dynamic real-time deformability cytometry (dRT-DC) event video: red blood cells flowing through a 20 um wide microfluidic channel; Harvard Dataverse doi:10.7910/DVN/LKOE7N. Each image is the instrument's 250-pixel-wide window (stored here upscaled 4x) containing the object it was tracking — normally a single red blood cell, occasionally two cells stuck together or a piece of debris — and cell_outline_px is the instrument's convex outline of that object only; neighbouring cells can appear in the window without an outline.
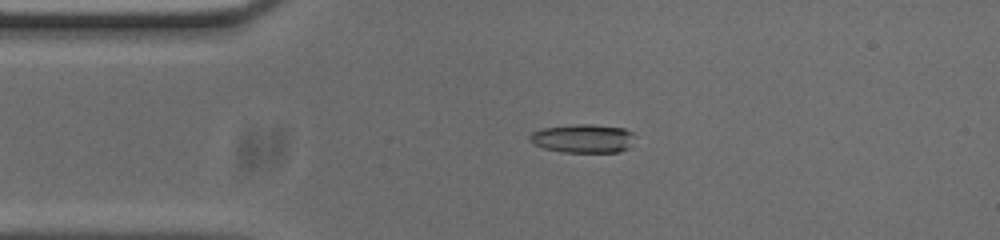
{"species": "common noctule bat (a hibernating species)", "species_latin": "Nyctalus noctula", "temperature_condition": "cold", "stored_images_in_passage": 53, "camera_frame_rate_fps": 3000, "um_per_image_px": 0.085, "animal": {"sex": "male", "body_mass_g": 20.0, "forearm_length_mm": 53.3}, "frame": {"image": 1, "passage_image": 11, "time_ms": 3.333, "image_size_px": [1000, 240], "cell_outline_px": [[632, 136], [628, 148], [620, 152], [564, 152], [544, 148], [528, 140], [528, 136], [532, 132], [544, 128], [576, 124], [592, 124], [624, 128], [632, 132]], "centroid_in_image_um": [49.53, 11.77], "position_along_channel_um": 35.5, "area_um2": 17.34}}
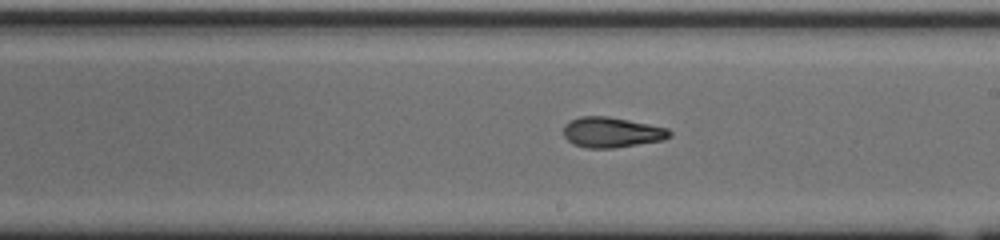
{"frame": {"image": 2, "passage_image": 29, "time_ms": 9.333, "image_size_px": [1000, 240], "cell_outline_px": [[672, 136], [664, 140], [612, 148], [588, 148], [572, 144], [564, 136], [564, 124], [580, 116], [608, 116], [668, 128], [672, 132]], "centroid_in_image_um": [52.0, 11.25], "position_along_channel_um": 237.0, "area_um2": 18.73}}
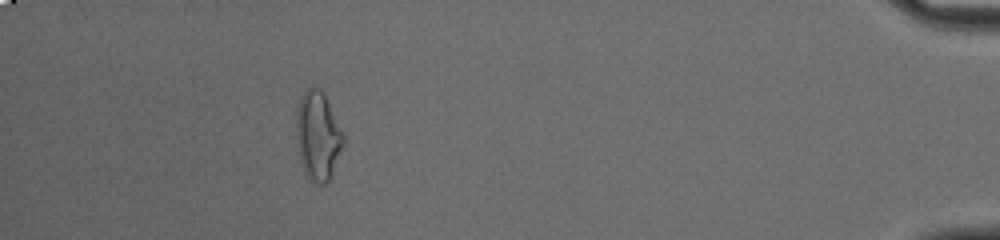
{"frame": {"image": 3, "passage_image": 48, "time_ms": 15.667, "image_size_px": [1000, 240], "cell_outline_px": [[344, 144], [332, 176], [324, 184], [312, 184], [308, 180], [304, 172], [300, 160], [296, 136], [296, 108], [300, 96], [308, 88], [320, 88], [324, 92], [344, 136]], "centroid_in_image_um": [27.01, 11.57], "position_along_channel_um": 408.2, "area_um2": 24.68}, "authors_computed_cell_mechanics": {"area_um2": 18.7272, "velocity_mm_per_s": 3.7751, "shape_relaxation_time_tau1_ms": 7.209, "shape_relaxation_time_tau2_ms": 2.3066, "deformation_change_tau1": 0.2156, "deformation_change_tau2": 0.0988}}